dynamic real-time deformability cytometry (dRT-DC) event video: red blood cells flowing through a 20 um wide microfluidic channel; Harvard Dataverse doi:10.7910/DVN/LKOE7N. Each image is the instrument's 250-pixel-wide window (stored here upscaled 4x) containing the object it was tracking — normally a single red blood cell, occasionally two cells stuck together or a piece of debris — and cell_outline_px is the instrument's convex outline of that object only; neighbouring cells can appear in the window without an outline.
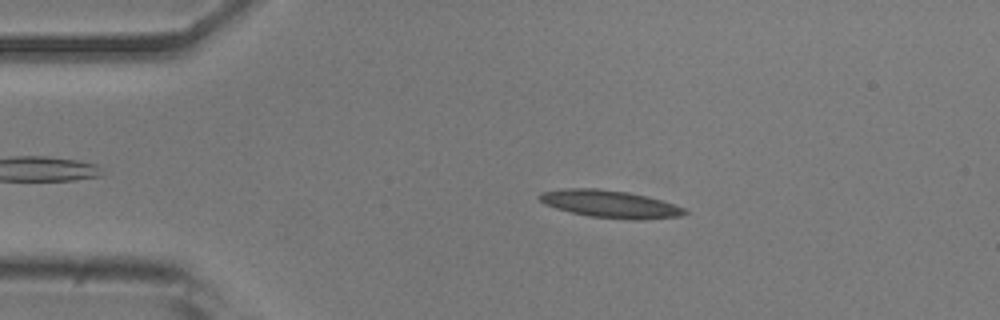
{"species": "common noctule bat (a hibernating species)", "species_latin": "Nyctalus noctula", "temperature_condition": "room temperature", "stored_images_in_passage": 46, "camera_frame_rate_fps": 3000, "um_per_image_px": 0.085, "animal": {"sex": "male", "body_mass_g": 20.5, "forearm_length_mm": 52.5}, "frame": {"image": 1, "passage_image": 10, "time_ms": 3.0, "image_size_px": [1000, 320], "cell_outline_px": [[688, 212], [684, 216], [636, 220], [628, 220], [588, 216], [556, 208], [544, 204], [536, 196], [540, 192], [564, 188], [596, 188], [628, 192], [660, 200], [684, 208]], "centroid_in_image_um": [51.82, 17.34], "position_along_channel_um": 33.2, "area_um2": 23.24}}
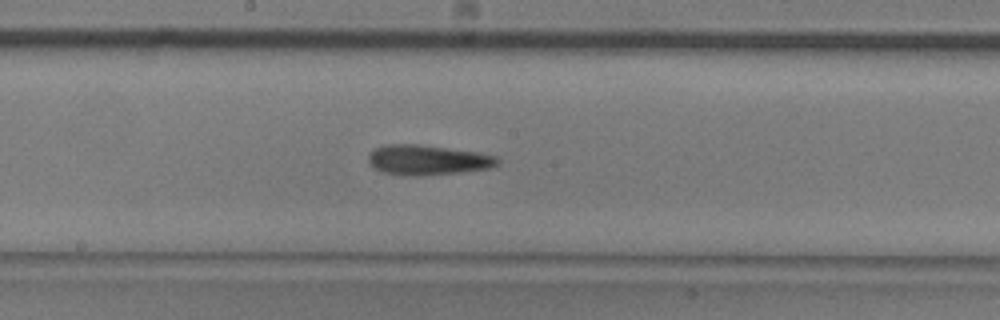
{"frame": {"image": 2, "passage_image": 27, "time_ms": 8.667, "image_size_px": [1000, 320], "cell_outline_px": [[500, 164], [492, 168], [460, 172], [420, 176], [404, 176], [380, 172], [368, 164], [368, 156], [372, 148], [388, 144], [416, 144], [480, 152], [496, 156], [500, 160]], "centroid_in_image_um": [36.33, 13.6], "position_along_channel_um": 211.9, "area_um2": 23.06}}
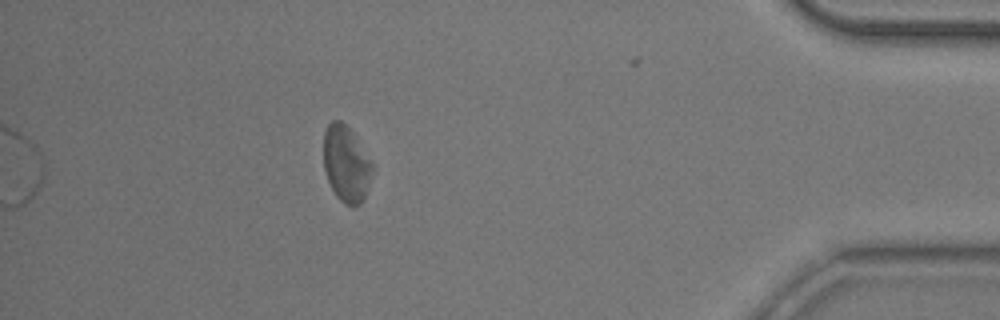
{"frame": {"image": 3, "passage_image": 46, "time_ms": 15.0, "image_size_px": [1000, 320], "cell_outline_px": [[372, 172], [364, 200], [360, 204], [344, 204], [336, 196], [328, 180], [324, 168], [324, 132], [328, 124], [332, 120], [340, 120], [352, 132], [372, 164]], "centroid_in_image_um": [29.4, 13.93], "position_along_channel_um": 405.8, "area_um2": 21.15}, "authors_computed_cell_mechanics": {"area_um2": 21.9351, "velocity_mm_per_s": 3.8459, "shape_relaxation_time_tau1_ms": 4.7277, "shape_relaxation_time_tau2_ms": 4.4393, "deformation_change_tau1": 0.1303, "deformation_change_tau2": 0.1392}}